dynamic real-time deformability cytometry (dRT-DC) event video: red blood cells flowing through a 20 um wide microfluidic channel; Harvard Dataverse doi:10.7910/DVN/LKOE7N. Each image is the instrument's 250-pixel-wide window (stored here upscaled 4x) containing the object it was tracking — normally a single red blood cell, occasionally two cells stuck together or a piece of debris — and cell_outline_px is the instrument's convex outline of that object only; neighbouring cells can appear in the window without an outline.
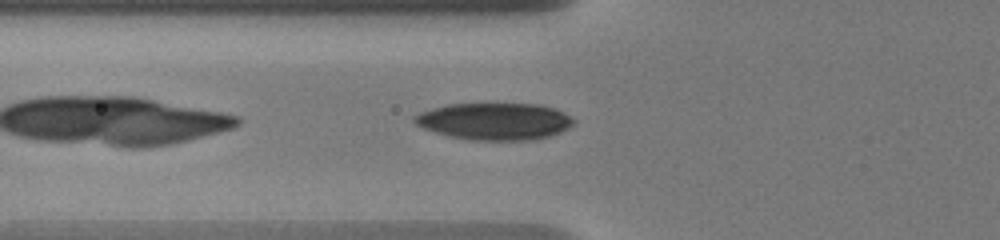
{"species": "human", "species_latin": "Homo sapiens", "temperature_condition": "warm", "stored_images_in_passage": 43, "camera_frame_rate_fps": 3000, "um_per_image_px": 0.085, "donor": {"sex": "male"}, "frame": {"image": 1, "passage_image": 30, "time_ms": 7.0, "image_size_px": [1000, 240], "cell_outline_px": [[576, 120], [568, 128], [560, 132], [548, 136], [532, 140], [468, 140], [448, 136], [424, 128], [416, 124], [412, 120], [412, 116], [420, 112], [448, 104], [492, 100], [540, 104], [564, 112]], "centroid_in_image_um": [42.02, 10.25], "position_along_channel_um": 83.8, "area_um2": 35.6}}
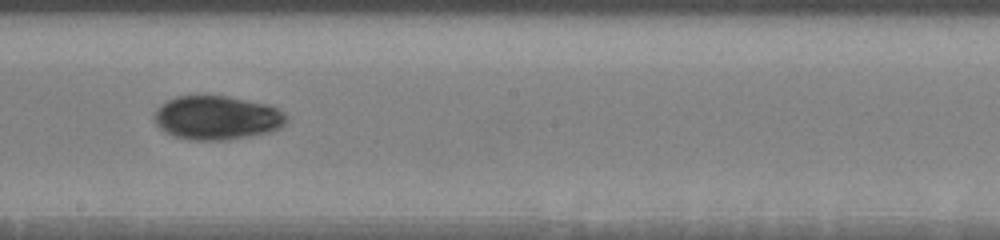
{"frame": {"image": 2, "passage_image": 39, "time_ms": 11.0, "image_size_px": [1000, 240], "cell_outline_px": [[288, 120], [280, 128], [268, 132], [252, 136], [228, 140], [188, 140], [164, 132], [152, 120], [152, 116], [156, 108], [160, 104], [176, 96], [228, 96], [272, 104], [284, 112], [288, 116]], "centroid_in_image_um": [18.45, 10.0], "position_along_channel_um": 229.8, "area_um2": 34.45}}
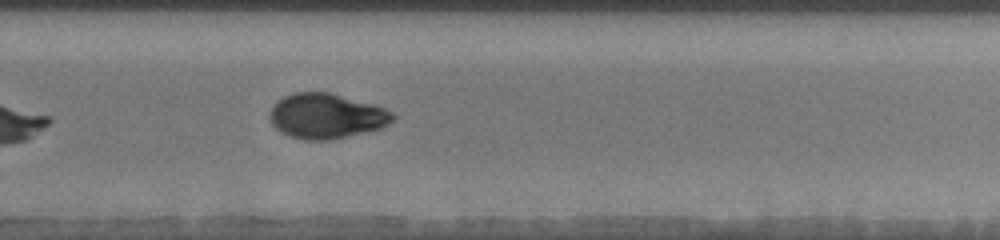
{"frame": {"image": 3, "passage_image": 43, "time_ms": 13.0, "image_size_px": [1000, 240], "cell_outline_px": [[396, 116], [388, 124], [380, 128], [332, 140], [304, 140], [288, 136], [280, 132], [272, 124], [268, 116], [268, 112], [284, 96], [296, 92], [328, 92], [372, 104], [384, 108], [392, 112]], "centroid_in_image_um": [27.71, 9.88], "position_along_channel_um": 302.1, "area_um2": 32.14}}